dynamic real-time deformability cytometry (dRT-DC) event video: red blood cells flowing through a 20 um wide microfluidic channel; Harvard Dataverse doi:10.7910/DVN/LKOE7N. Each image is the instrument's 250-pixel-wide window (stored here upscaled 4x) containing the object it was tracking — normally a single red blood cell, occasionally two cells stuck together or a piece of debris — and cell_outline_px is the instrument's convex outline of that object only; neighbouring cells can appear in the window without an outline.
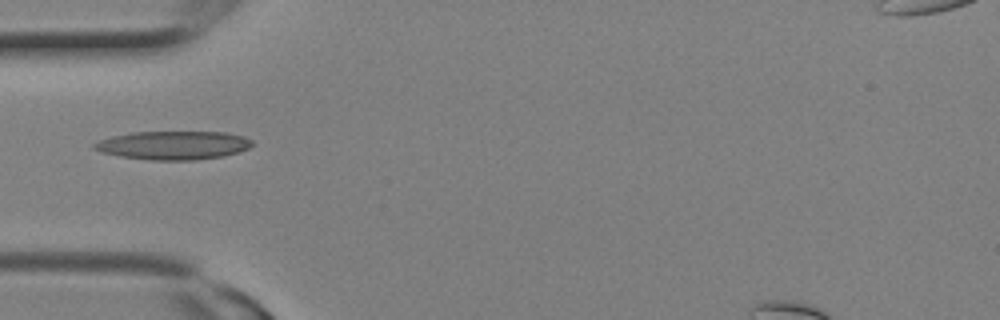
{"species": "Egyptian fruit bat (a non-hibernating species)", "species_latin": "Rousettus aegyptiacus", "temperature_condition": "room temperature", "stored_images_in_passage": 2, "camera_frame_rate_fps": 3000, "um_per_image_px": 0.085, "animal": {"sex": "female"}, "frame": {"image": 1, "passage_image": 1, "time_ms": 0.0, "image_size_px": [1000, 320], "cell_outline_px": [[252, 144], [248, 148], [224, 156], [196, 160], [152, 160], [120, 156], [100, 152], [92, 148], [92, 144], [100, 140], [112, 136], [132, 132], [224, 132], [244, 136], [252, 140]], "centroid_in_image_um": [14.71, 12.35], "position_along_channel_um": 70.3, "area_um2": 26.24}}